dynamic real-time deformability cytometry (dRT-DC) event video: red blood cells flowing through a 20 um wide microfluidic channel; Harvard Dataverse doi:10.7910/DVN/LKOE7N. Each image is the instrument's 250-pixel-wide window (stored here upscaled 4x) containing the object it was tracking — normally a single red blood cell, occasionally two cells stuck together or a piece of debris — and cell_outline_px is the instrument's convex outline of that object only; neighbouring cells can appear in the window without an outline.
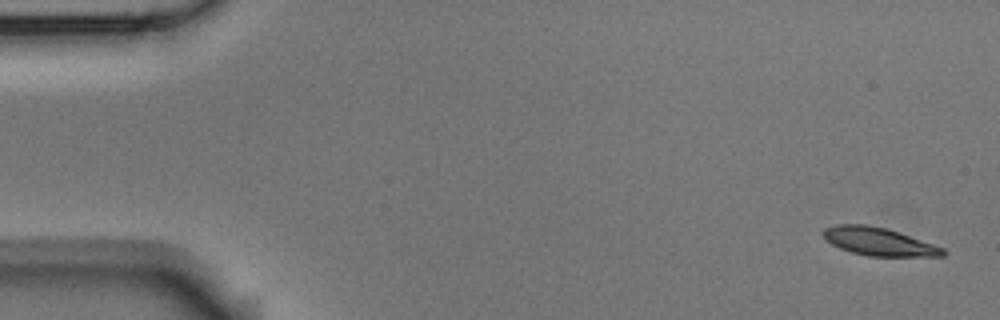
{"species": "Egyptian fruit bat (a non-hibernating species)", "species_latin": "Rousettus aegyptiacus", "temperature_condition": "room temperature", "stored_images_in_passage": 5, "camera_frame_rate_fps": 3000, "um_per_image_px": 0.085, "animal": {"sex": "male"}, "frame": {"image": 1, "passage_image": 1, "time_ms": 0.0, "image_size_px": [1000, 320], "cell_outline_px": [[948, 252], [944, 256], [868, 256], [852, 252], [840, 248], [824, 240], [820, 232], [824, 228], [836, 224], [864, 224], [888, 228], [944, 248]], "centroid_in_image_um": [74.66, 20.52], "position_along_channel_um": 10.3, "area_um2": 19.71}}
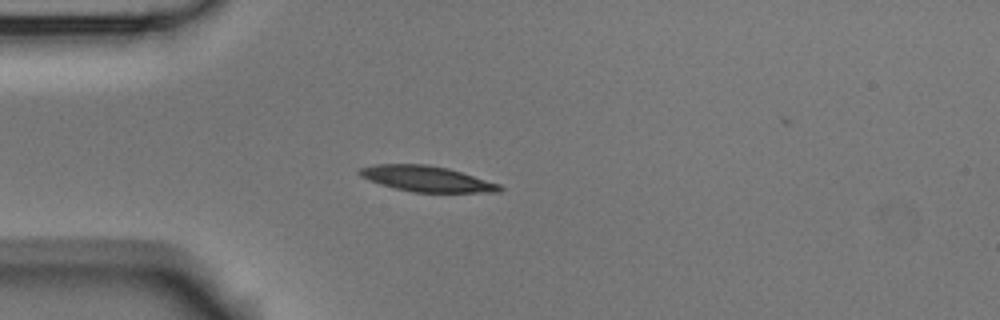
{"frame": {"image": 2, "passage_image": 4, "time_ms": 4.333, "image_size_px": [1000, 320], "cell_outline_px": [[504, 188], [500, 192], [412, 192], [380, 184], [368, 180], [360, 176], [356, 172], [360, 168], [376, 164], [428, 164], [448, 168], [500, 184]], "centroid_in_image_um": [36.25, 15.19], "position_along_channel_um": 48.8, "area_um2": 20.92}}